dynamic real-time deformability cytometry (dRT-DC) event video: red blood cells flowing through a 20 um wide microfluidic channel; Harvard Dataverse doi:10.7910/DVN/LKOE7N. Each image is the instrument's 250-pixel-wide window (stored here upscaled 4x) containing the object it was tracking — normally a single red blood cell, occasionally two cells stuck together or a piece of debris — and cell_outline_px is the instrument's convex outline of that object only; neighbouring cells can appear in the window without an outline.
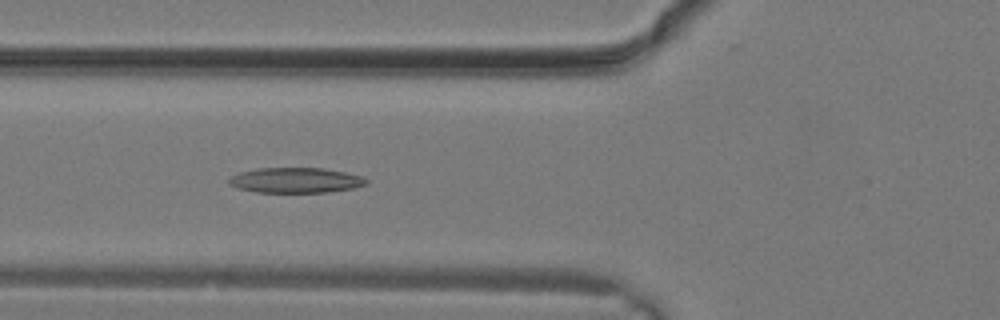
{"species": "common noctule bat (a hibernating species)", "species_latin": "Nyctalus noctula", "temperature_condition": "warm", "stored_images_in_passage": 10, "camera_frame_rate_fps": 3000, "um_per_image_px": 0.085, "animal": {"sex": "male", "body_mass_g": 19.2, "forearm_length_mm": 51.8}, "frame": {"image": 1, "passage_image": 3, "time_ms": 0.667, "image_size_px": [1000, 320], "cell_outline_px": [[368, 184], [352, 188], [328, 192], [256, 192], [236, 188], [228, 184], [228, 180], [232, 176], [240, 172], [256, 168], [324, 168], [344, 172], [360, 176], [368, 180]], "centroid_in_image_um": [25.1, 15.32], "position_along_channel_um": 100.7, "area_um2": 20.17}}
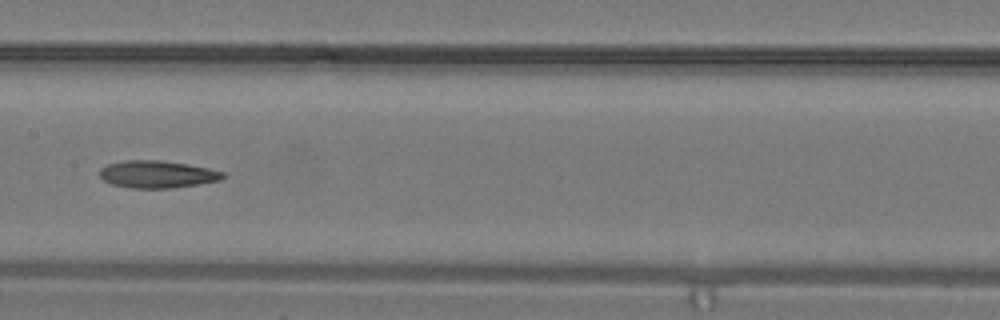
{"frame": {"image": 2, "passage_image": 7, "time_ms": 2.0, "image_size_px": [1000, 320], "cell_outline_px": [[224, 176], [220, 180], [196, 184], [168, 188], [132, 188], [112, 184], [104, 180], [100, 176], [100, 168], [108, 164], [124, 160], [164, 160], [188, 164], [208, 168], [224, 172]], "centroid_in_image_um": [13.34, 14.8], "position_along_channel_um": 194.1, "area_um2": 19.48}}
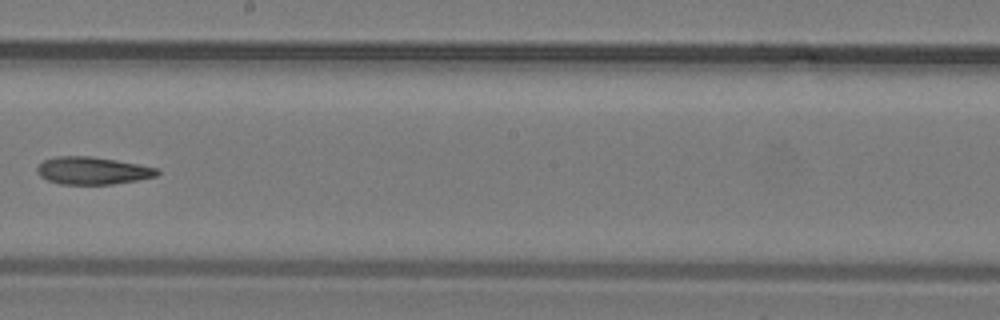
{"frame": {"image": 3, "passage_image": 9, "time_ms": 2.667, "image_size_px": [1000, 320], "cell_outline_px": [[160, 172], [156, 176], [136, 180], [112, 184], [60, 184], [48, 180], [40, 176], [36, 172], [36, 168], [44, 160], [56, 156], [92, 156], [140, 164], [156, 168]], "centroid_in_image_um": [7.85, 14.5], "position_along_channel_um": 240.4, "area_um2": 19.19}}